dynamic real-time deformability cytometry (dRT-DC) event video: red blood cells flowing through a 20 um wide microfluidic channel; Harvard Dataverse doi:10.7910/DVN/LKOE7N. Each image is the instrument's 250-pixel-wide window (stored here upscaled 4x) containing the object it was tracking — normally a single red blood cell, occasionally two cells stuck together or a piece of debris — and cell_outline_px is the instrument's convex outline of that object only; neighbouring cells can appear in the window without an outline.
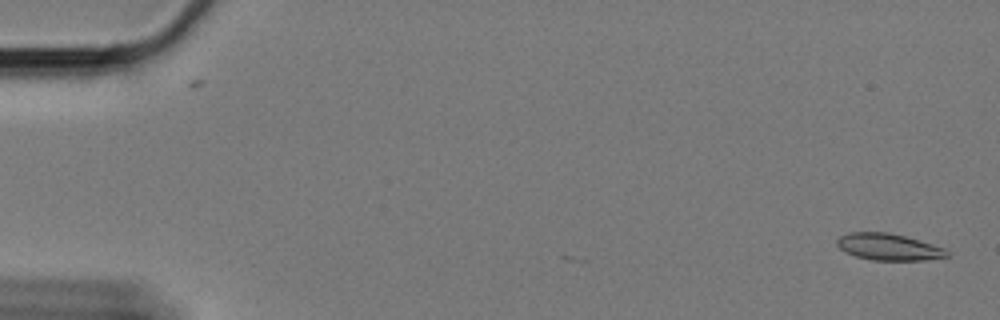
{"species": "Egyptian fruit bat (a non-hibernating species)", "species_latin": "Rousettus aegyptiacus", "temperature_condition": "cold", "stored_images_in_passage": 34, "camera_frame_rate_fps": 3000, "um_per_image_px": 0.085, "animal": {"sex": "female"}, "frame": {"image": 1, "passage_image": 1, "time_ms": 0.0, "image_size_px": [1000, 320], "cell_outline_px": [[948, 256], [924, 260], [872, 260], [856, 256], [840, 248], [836, 244], [836, 240], [840, 236], [852, 232], [884, 232], [904, 236], [932, 244], [944, 248], [948, 252]], "centroid_in_image_um": [75.52, 20.99], "position_along_channel_um": 9.5, "area_um2": 16.76}}
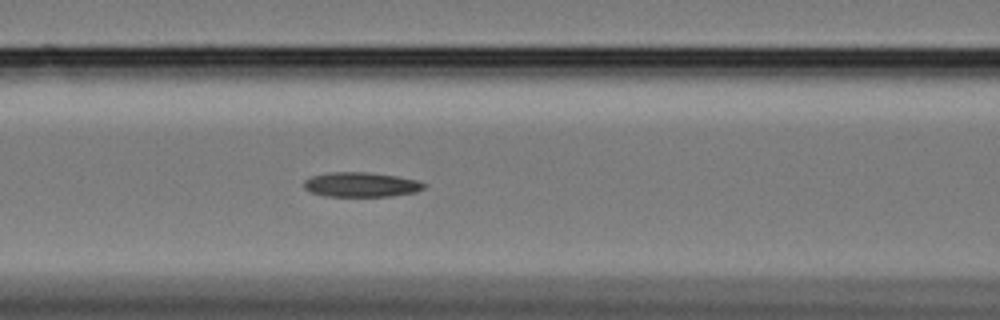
{"frame": {"image": 2, "passage_image": 25, "time_ms": 8.0, "image_size_px": [1000, 320], "cell_outline_px": [[428, 184], [424, 188], [416, 192], [392, 196], [328, 196], [312, 192], [304, 188], [304, 180], [312, 176], [332, 172], [368, 172], [396, 176], [416, 180]], "centroid_in_image_um": [30.72, 15.69], "position_along_channel_um": 135.9, "area_um2": 17.17}}
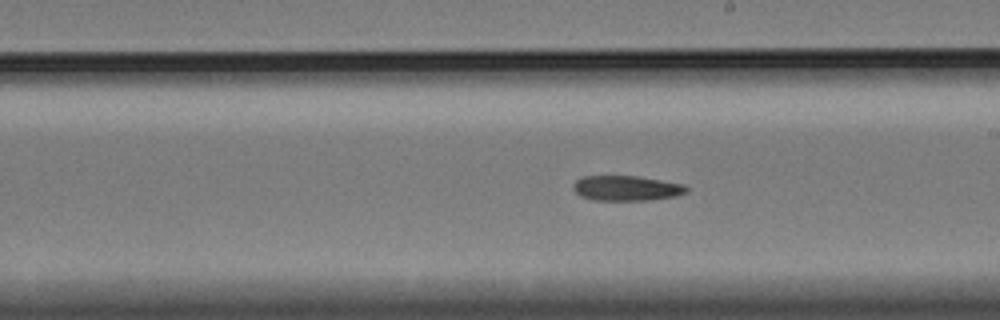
{"frame": {"image": 3, "passage_image": 34, "time_ms": 11.0, "image_size_px": [1000, 320], "cell_outline_px": [[688, 192], [676, 196], [652, 200], [592, 200], [580, 196], [572, 188], [572, 184], [576, 180], [584, 176], [636, 176], [684, 184], [688, 188]], "centroid_in_image_um": [53.24, 16.0], "position_along_channel_um": 235.8, "area_um2": 16.65}}